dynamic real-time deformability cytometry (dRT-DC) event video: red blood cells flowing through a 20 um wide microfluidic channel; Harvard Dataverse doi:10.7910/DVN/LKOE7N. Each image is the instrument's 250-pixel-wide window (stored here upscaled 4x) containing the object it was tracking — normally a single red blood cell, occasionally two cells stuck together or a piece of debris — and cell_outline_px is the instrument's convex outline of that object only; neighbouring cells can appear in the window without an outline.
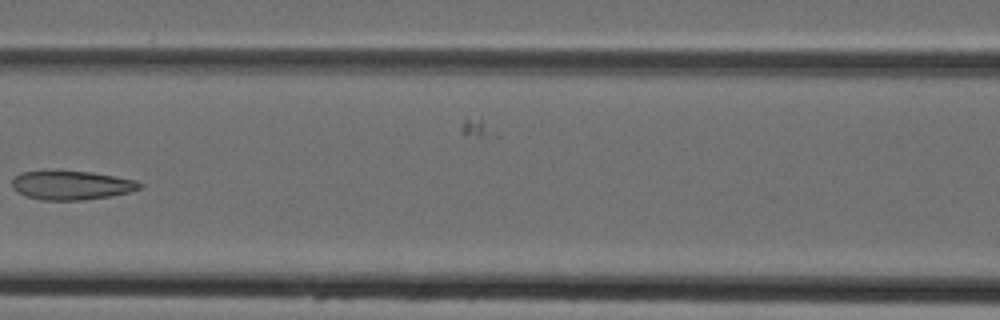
{"species": "Egyptian fruit bat (a non-hibernating species)", "species_latin": "Rousettus aegyptiacus", "temperature_condition": "cold", "stored_images_in_passage": 6, "camera_frame_rate_fps": 3000, "um_per_image_px": 0.085, "animal": {"sex": "female"}, "frame": {"image": 1, "passage_image": 6, "time_ms": 7.0, "image_size_px": [1000, 320], "cell_outline_px": [[144, 184], [140, 188], [132, 192], [112, 196], [84, 200], [40, 200], [24, 196], [16, 192], [12, 188], [12, 180], [20, 172], [92, 172], [136, 180]], "centroid_in_image_um": [6.1, 15.77], "position_along_channel_um": 160.5, "area_um2": 21.5}}